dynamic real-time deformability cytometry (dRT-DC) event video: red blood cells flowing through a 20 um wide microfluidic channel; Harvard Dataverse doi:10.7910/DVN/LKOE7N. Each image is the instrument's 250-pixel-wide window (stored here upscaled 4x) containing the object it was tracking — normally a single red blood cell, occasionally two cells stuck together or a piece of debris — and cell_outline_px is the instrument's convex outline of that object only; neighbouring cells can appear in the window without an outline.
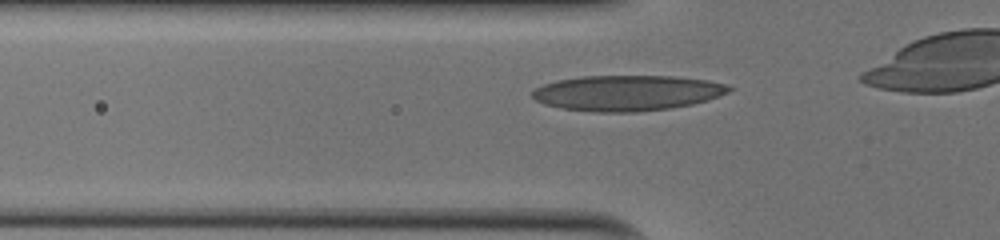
{"species": "human", "species_latin": "Homo sapiens", "temperature_condition": "cold", "stored_images_in_passage": 28, "camera_frame_rate_fps": 3000, "um_per_image_px": 0.085, "donor": {"sex": "male"}, "frame": {"image": 1, "passage_image": 3, "time_ms": 0.667, "image_size_px": [1000, 240], "cell_outline_px": [[736, 88], [728, 92], [708, 100], [692, 104], [668, 108], [636, 112], [592, 112], [564, 108], [544, 104], [536, 100], [532, 96], [532, 92], [536, 88], [544, 84], [556, 80], [580, 76], [672, 76], [708, 80], [724, 84]], "centroid_in_image_um": [53.31, 7.89], "position_along_channel_um": 72.5, "area_um2": 40.63}}
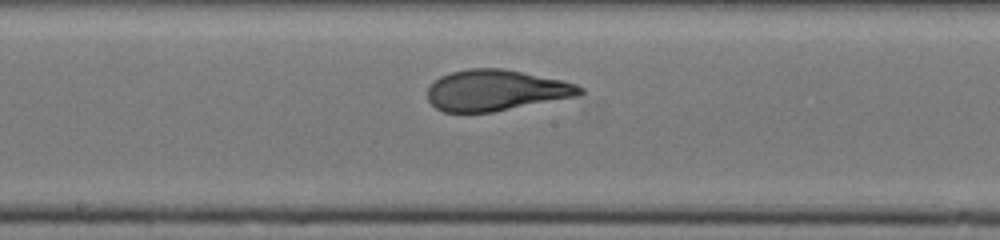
{"frame": {"image": 2, "passage_image": 13, "time_ms": 4.0, "image_size_px": [1000, 240], "cell_outline_px": [[588, 92], [576, 96], [492, 112], [444, 112], [436, 108], [428, 100], [428, 88], [440, 76], [452, 72], [468, 68], [504, 68], [564, 80], [576, 84], [584, 88]], "centroid_in_image_um": [42.19, 7.66], "position_along_channel_um": 206.0, "area_um2": 36.41}}
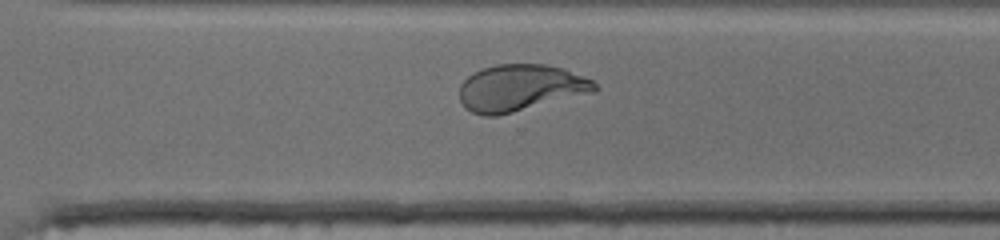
{"frame": {"image": 3, "passage_image": 22, "time_ms": 7.0, "image_size_px": [1000, 240], "cell_outline_px": [[600, 88], [596, 92], [496, 116], [484, 116], [472, 112], [464, 108], [460, 100], [460, 84], [468, 76], [484, 68], [496, 64], [544, 64], [564, 68], [584, 76], [592, 80]], "centroid_in_image_um": [44.26, 7.47], "position_along_channel_um": 326.3, "area_um2": 36.88}}